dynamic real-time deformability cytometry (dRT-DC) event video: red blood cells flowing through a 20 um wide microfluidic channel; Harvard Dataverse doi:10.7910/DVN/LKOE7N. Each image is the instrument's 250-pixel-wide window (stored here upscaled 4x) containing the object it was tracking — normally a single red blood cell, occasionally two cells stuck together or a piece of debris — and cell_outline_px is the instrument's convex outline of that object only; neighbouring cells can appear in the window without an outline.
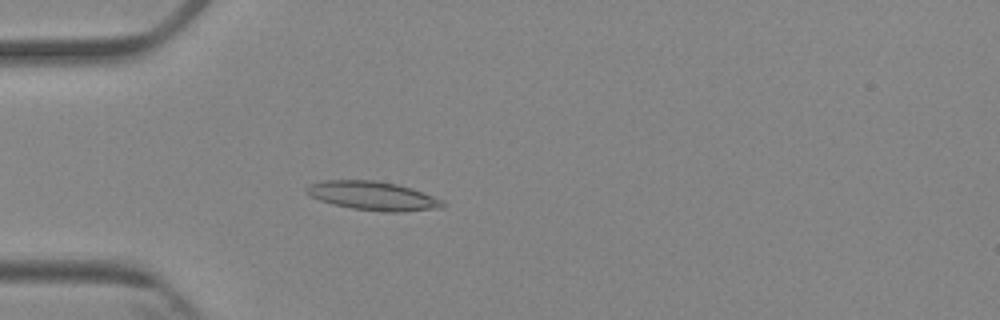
{"species": "Egyptian fruit bat (a non-hibernating species)", "species_latin": "Rousettus aegyptiacus", "temperature_condition": "cold", "stored_images_in_passage": 3, "camera_frame_rate_fps": 3000, "um_per_image_px": 0.085, "animal": {"sex": "female"}, "frame": {"image": 1, "passage_image": 3, "time_ms": 2.667, "image_size_px": [1000, 320], "cell_outline_px": [[444, 208], [400, 212], [384, 212], [352, 208], [332, 204], [308, 196], [304, 192], [304, 188], [308, 184], [324, 180], [376, 180], [396, 184], [412, 188], [444, 200]], "centroid_in_image_um": [31.67, 16.64], "position_along_channel_um": 53.3, "area_um2": 23.18}}